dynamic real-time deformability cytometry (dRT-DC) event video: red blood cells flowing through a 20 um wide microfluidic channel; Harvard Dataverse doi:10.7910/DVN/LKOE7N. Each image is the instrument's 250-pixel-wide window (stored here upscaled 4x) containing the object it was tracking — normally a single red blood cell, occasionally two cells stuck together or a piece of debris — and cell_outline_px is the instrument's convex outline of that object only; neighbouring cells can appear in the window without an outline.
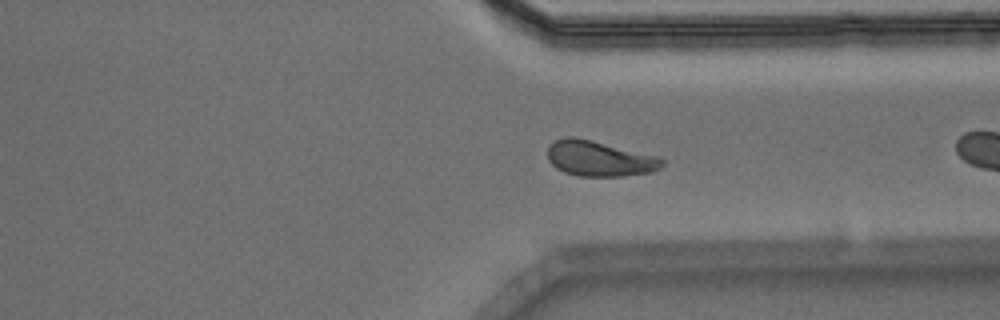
{"species": "Egyptian fruit bat (a non-hibernating species)", "species_latin": "Rousettus aegyptiacus", "temperature_condition": "warm", "stored_images_in_passage": 25, "camera_frame_rate_fps": 3000, "um_per_image_px": 0.085, "animal": {"sex": "male"}, "frame": {"image": 1, "passage_image": 22, "time_ms": 7.0, "image_size_px": [1000, 320], "cell_outline_px": [[664, 164], [660, 168], [652, 172], [624, 176], [580, 176], [564, 172], [556, 168], [548, 160], [548, 148], [556, 140], [564, 136], [572, 136], [592, 140], [656, 156], [664, 160]], "centroid_in_image_um": [50.94, 13.48], "position_along_channel_um": 360.5, "area_um2": 23.52}}